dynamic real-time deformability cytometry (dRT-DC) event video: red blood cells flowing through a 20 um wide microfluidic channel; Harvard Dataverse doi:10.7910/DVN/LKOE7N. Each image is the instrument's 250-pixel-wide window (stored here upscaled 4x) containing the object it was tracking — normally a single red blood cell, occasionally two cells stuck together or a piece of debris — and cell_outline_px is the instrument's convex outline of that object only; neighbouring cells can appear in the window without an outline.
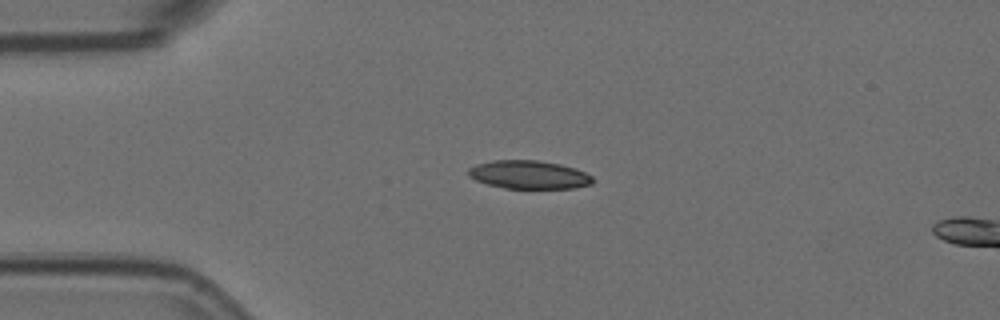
{"species": "Egyptian fruit bat (a non-hibernating species)", "species_latin": "Rousettus aegyptiacus", "temperature_condition": "room temperature", "stored_images_in_passage": 4, "camera_frame_rate_fps": 3000, "um_per_image_px": 0.085, "animal": {"sex": "female"}, "frame": {"image": 1, "passage_image": 1, "time_ms": 0.0, "image_size_px": [1000, 320], "cell_outline_px": [[592, 184], [576, 188], [504, 188], [488, 184], [476, 180], [468, 176], [468, 168], [476, 164], [492, 160], [536, 160], [560, 164], [576, 168], [592, 176]], "centroid_in_image_um": [44.95, 14.84], "position_along_channel_um": 40.1, "area_um2": 20.52}}